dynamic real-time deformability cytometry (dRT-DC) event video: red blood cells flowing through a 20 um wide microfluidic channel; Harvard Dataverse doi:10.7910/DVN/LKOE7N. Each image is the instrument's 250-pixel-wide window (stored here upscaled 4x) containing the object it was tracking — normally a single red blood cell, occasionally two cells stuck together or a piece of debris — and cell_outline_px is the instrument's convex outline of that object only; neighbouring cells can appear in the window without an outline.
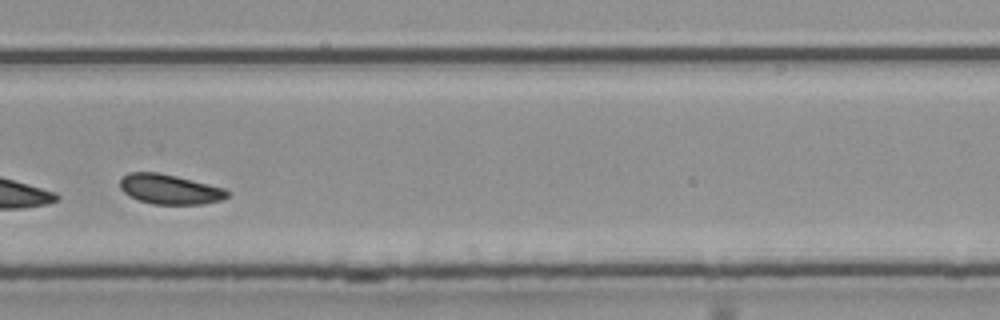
{"species": "common noctule bat (a hibernating species)", "species_latin": "Nyctalus noctula", "temperature_condition": "room temperature", "stored_images_in_passage": 37, "camera_frame_rate_fps": 3000, "um_per_image_px": 0.085, "animal": {"sex": "male", "body_mass_g": 20.4}, "frame": {"image": 1, "passage_image": 22, "time_ms": 7.0, "image_size_px": [1000, 320], "cell_outline_px": [[228, 196], [224, 200], [204, 204], [152, 204], [128, 196], [120, 188], [120, 180], [128, 172], [156, 172], [176, 176], [224, 188], [228, 192]], "centroid_in_image_um": [14.42, 16.09], "position_along_channel_um": 315.4, "area_um2": 18.61}, "authors_computed_cell_mechanics": {"area_um2": 19.1896, "velocity_mm_per_s": 3.9848, "shape_relaxation_time_tau1_ms": 2.756, "shape_relaxation_time_tau2_ms": 4.6702, "deformation_change_tau1": 0.0629, "deformation_change_tau2": 0.0888}}